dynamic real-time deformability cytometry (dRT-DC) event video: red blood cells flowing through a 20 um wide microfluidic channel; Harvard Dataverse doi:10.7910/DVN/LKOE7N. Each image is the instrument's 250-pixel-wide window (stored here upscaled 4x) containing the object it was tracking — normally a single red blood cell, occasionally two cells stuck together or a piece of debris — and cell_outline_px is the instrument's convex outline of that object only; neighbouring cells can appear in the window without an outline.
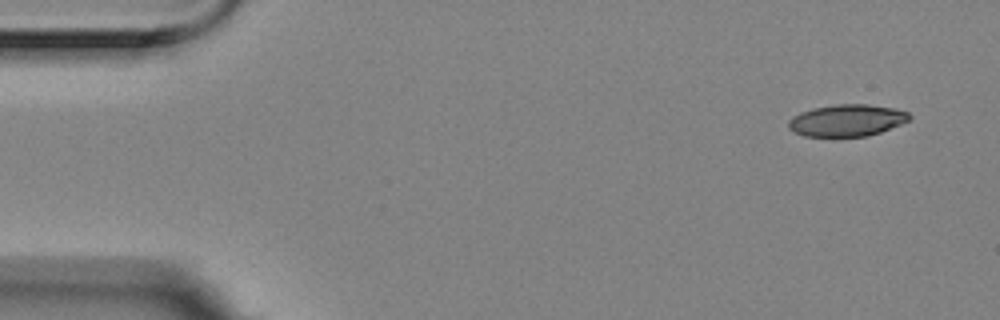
{"species": "Egyptian fruit bat (a non-hibernating species)", "species_latin": "Rousettus aegyptiacus", "temperature_condition": "room temperature", "stored_images_in_passage": 6, "camera_frame_rate_fps": 3000, "um_per_image_px": 0.085, "animal": {"sex": "female"}, "frame": {"image": 1, "passage_image": 1, "time_ms": 0.0, "image_size_px": [1000, 320], "cell_outline_px": [[912, 120], [880, 132], [868, 136], [804, 136], [788, 128], [788, 120], [792, 116], [800, 112], [812, 108], [836, 104], [868, 104], [896, 108], [908, 112], [912, 116]], "centroid_in_image_um": [72.02, 10.22], "position_along_channel_um": 13.0, "area_um2": 22.66}}
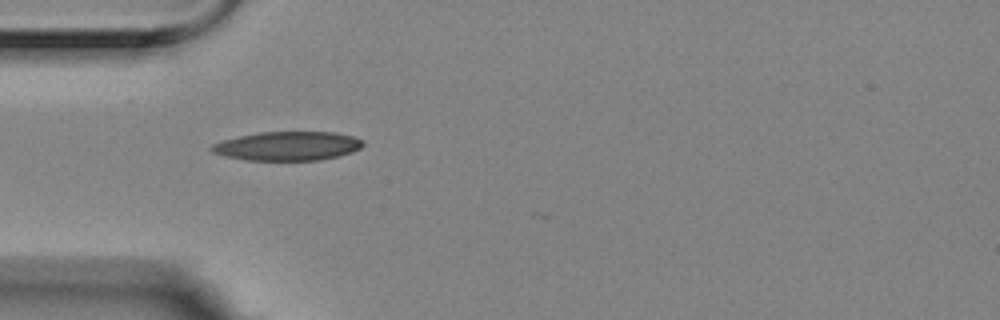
{"frame": {"image": 2, "passage_image": 5, "time_ms": 1.333, "image_size_px": [1000, 320], "cell_outline_px": [[364, 144], [360, 148], [352, 152], [340, 156], [320, 160], [244, 160], [224, 156], [212, 152], [208, 148], [212, 144], [224, 140], [240, 136], [260, 132], [336, 132], [352, 136], [364, 140]], "centroid_in_image_um": [24.46, 12.41], "position_along_channel_um": 60.5, "area_um2": 25.66}}
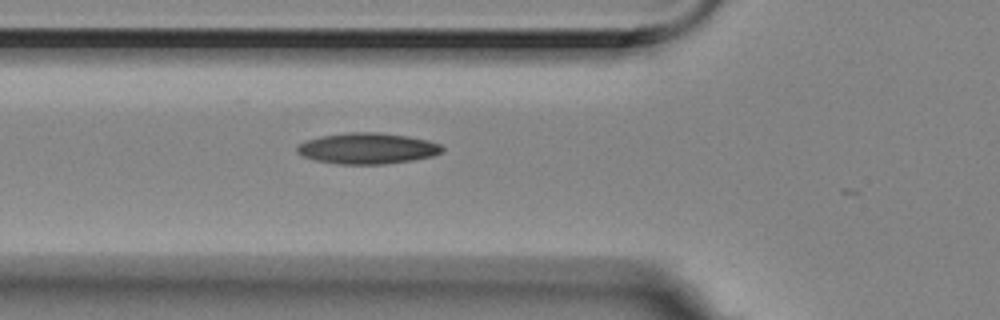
{"frame": {"image": 3, "passage_image": 6, "time_ms": 1.667, "image_size_px": [1000, 320], "cell_outline_px": [[444, 152], [432, 156], [412, 160], [384, 164], [340, 164], [316, 160], [304, 156], [296, 152], [296, 148], [304, 140], [320, 136], [348, 132], [376, 132], [408, 136], [428, 140], [440, 144], [444, 148]], "centroid_in_image_um": [31.24, 12.61], "position_along_channel_um": 94.6, "area_um2": 26.24}}